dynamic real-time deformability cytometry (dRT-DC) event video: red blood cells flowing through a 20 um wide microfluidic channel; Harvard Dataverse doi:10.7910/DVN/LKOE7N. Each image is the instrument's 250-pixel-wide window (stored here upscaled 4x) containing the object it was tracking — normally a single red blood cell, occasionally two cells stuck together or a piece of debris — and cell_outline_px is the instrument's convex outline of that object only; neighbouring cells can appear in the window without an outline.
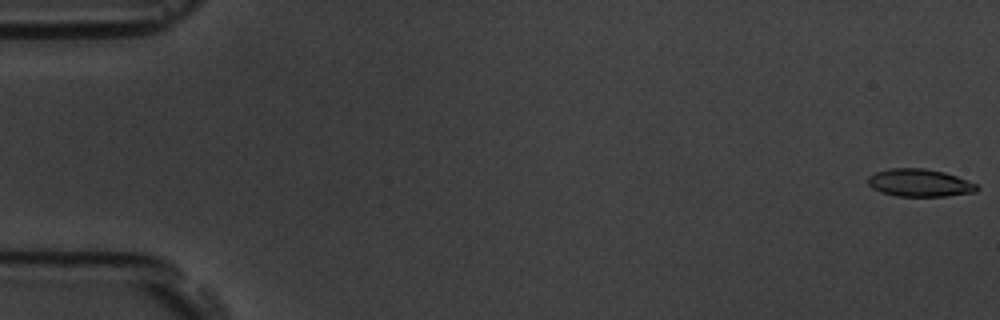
{"species": "common noctule bat (a hibernating species)", "species_latin": "Nyctalus noctula", "temperature_condition": "room temperature", "stored_images_in_passage": 5, "camera_frame_rate_fps": 3000, "um_per_image_px": 0.085, "animal": {"sex": "male", "body_mass_g": 19.5, "forearm_length_mm": 54.6}, "frame": {"image": 1, "passage_image": 1, "time_ms": 0.0, "image_size_px": [1000, 320], "cell_outline_px": [[980, 188], [976, 192], [944, 196], [896, 196], [880, 192], [872, 188], [868, 184], [868, 176], [876, 172], [888, 168], [924, 168], [944, 172], [956, 176], [976, 184]], "centroid_in_image_um": [78.14, 15.54], "position_along_channel_um": 6.9, "area_um2": 17.57}}
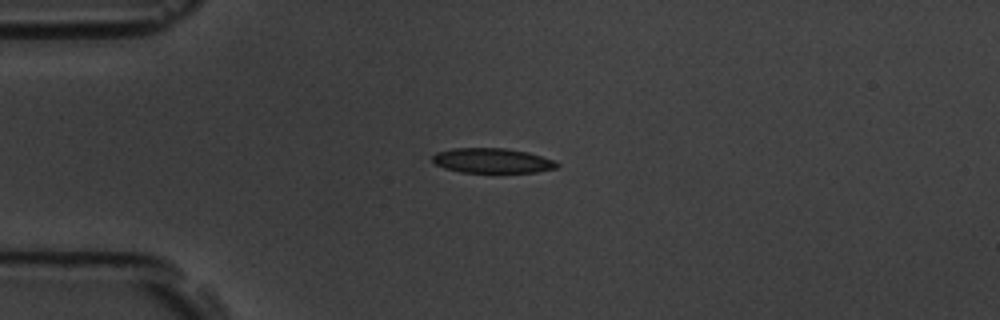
{"frame": {"image": 2, "passage_image": 4, "time_ms": 4.667, "image_size_px": [1000, 320], "cell_outline_px": [[560, 164], [556, 168], [536, 172], [460, 172], [444, 168], [436, 164], [432, 160], [432, 156], [436, 152], [452, 148], [504, 148], [528, 152], [552, 160]], "centroid_in_image_um": [41.8, 13.65], "position_along_channel_um": 43.2, "area_um2": 17.92}}